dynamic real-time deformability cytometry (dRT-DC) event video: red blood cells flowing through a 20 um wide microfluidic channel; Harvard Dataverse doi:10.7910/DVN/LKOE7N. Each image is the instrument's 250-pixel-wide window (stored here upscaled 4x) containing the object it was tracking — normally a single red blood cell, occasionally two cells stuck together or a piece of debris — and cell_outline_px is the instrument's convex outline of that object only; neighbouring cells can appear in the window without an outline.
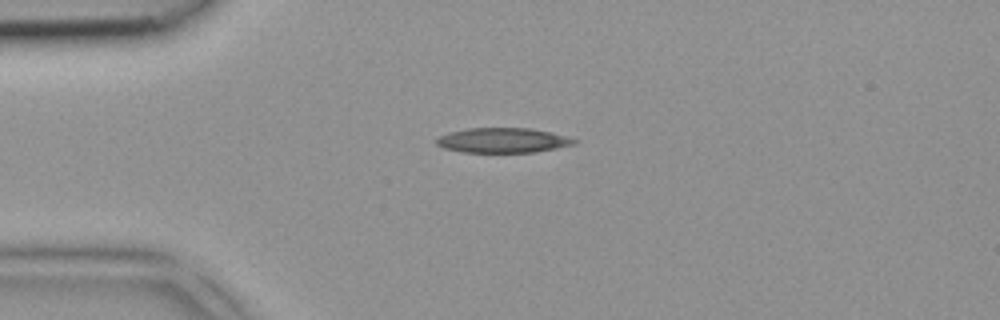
{"species": "common noctule bat (a hibernating species)", "species_latin": "Nyctalus noctula", "temperature_condition": "room temperature", "stored_images_in_passage": 3, "camera_frame_rate_fps": 3000, "um_per_image_px": 0.085, "animal": {"sex": "female", "body_mass_g": 18.4}, "frame": {"image": 1, "passage_image": 1, "time_ms": 0.0, "image_size_px": [1000, 320], "cell_outline_px": [[580, 140], [576, 144], [536, 152], [464, 152], [444, 148], [436, 144], [436, 140], [440, 136], [448, 132], [468, 128], [528, 128], [552, 132]], "centroid_in_image_um": [42.78, 11.92], "position_along_channel_um": 42.2, "area_um2": 20.0}}